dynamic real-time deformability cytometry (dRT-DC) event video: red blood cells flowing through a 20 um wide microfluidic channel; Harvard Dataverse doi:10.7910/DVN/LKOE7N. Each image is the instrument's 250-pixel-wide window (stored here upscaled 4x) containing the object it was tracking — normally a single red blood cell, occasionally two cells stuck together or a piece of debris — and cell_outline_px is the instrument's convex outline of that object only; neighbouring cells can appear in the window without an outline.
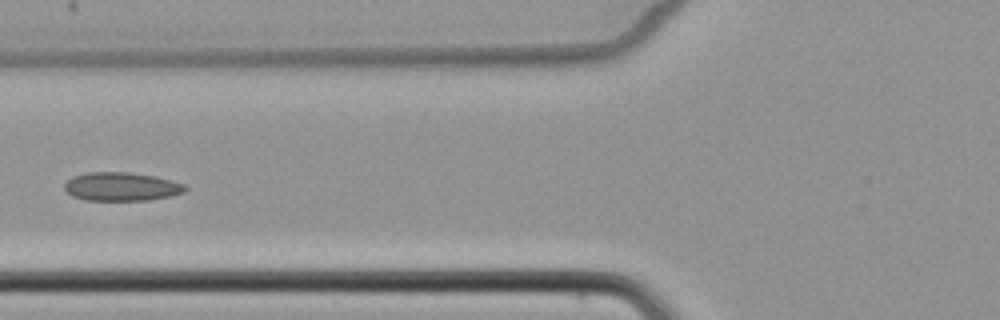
{"species": "common noctule bat (a hibernating species)", "species_latin": "Nyctalus noctula", "temperature_condition": "cold", "stored_images_in_passage": 7, "camera_frame_rate_fps": 3000, "um_per_image_px": 0.085, "animal": {"sex": "female", "body_mass_g": 22.7, "forearm_length_mm": 54.2}, "frame": {"image": 1, "passage_image": 6, "time_ms": 6.333, "image_size_px": [1000, 320], "cell_outline_px": [[188, 188], [184, 192], [172, 196], [148, 200], [84, 200], [72, 196], [64, 188], [64, 184], [72, 176], [88, 172], [128, 172], [156, 176], [172, 180], [184, 184]], "centroid_in_image_um": [10.34, 15.86], "position_along_channel_um": 115.5, "area_um2": 20.23}}
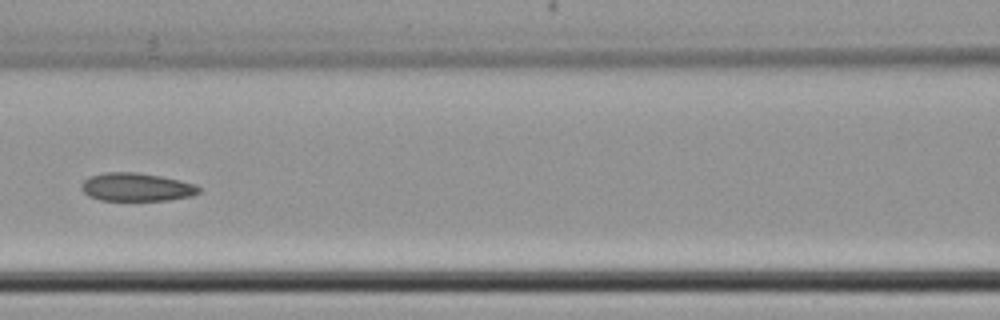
{"frame": {"image": 2, "passage_image": 7, "time_ms": 7.333, "image_size_px": [1000, 320], "cell_outline_px": [[200, 192], [192, 196], [168, 200], [100, 200], [88, 196], [80, 188], [80, 184], [88, 176], [104, 172], [136, 172], [160, 176], [180, 180], [196, 184], [200, 188]], "centroid_in_image_um": [11.58, 15.9], "position_along_channel_um": 155.0, "area_um2": 19.48}}